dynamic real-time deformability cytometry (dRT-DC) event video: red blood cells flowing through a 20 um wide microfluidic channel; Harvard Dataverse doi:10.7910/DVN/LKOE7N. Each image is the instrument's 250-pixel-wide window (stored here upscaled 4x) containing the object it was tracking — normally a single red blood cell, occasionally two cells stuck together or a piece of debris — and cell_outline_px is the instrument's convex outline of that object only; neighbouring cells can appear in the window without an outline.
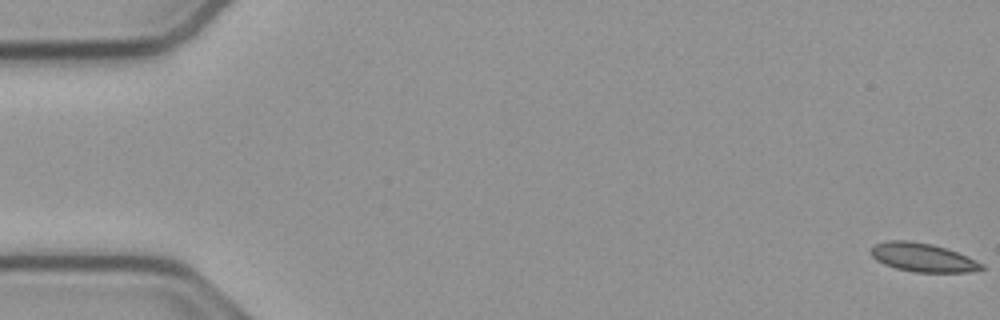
{"species": "common noctule bat (a hibernating species)", "species_latin": "Nyctalus noctula", "temperature_condition": "cold", "stored_images_in_passage": 55, "camera_frame_rate_fps": 3000, "um_per_image_px": 0.085, "animal": {"sex": "male", "body_mass_g": 23.1, "forearm_length_mm": 52.7}, "frame": {"image": 1, "passage_image": 1, "time_ms": 0.0, "image_size_px": [1000, 320], "cell_outline_px": [[984, 268], [968, 272], [916, 272], [896, 268], [884, 264], [876, 260], [868, 252], [868, 248], [876, 244], [888, 240], [908, 240], [932, 244], [956, 252], [984, 264]], "centroid_in_image_um": [78.36, 21.87], "position_along_channel_um": 6.6, "area_um2": 18.38}}
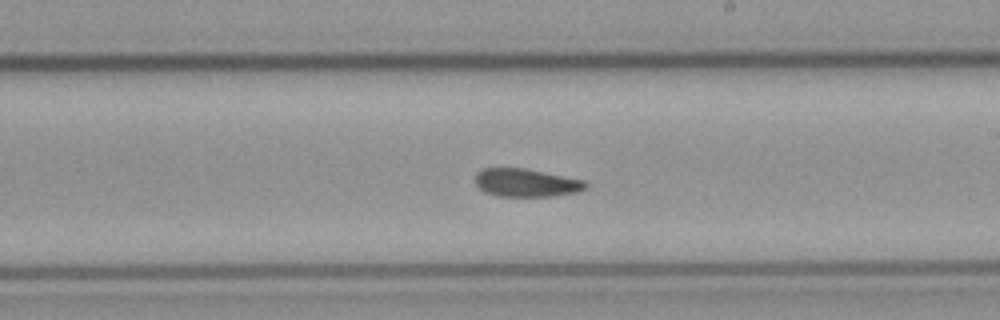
{"frame": {"image": 2, "passage_image": 32, "time_ms": 10.333, "image_size_px": [1000, 320], "cell_outline_px": [[588, 188], [580, 192], [552, 196], [496, 196], [484, 192], [476, 184], [476, 172], [480, 168], [524, 168], [584, 180], [588, 184]], "centroid_in_image_um": [44.74, 15.54], "position_along_channel_um": 244.3, "area_um2": 18.21}}
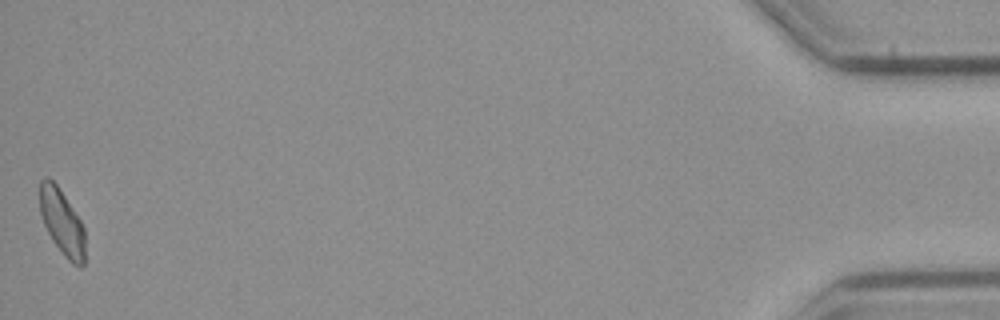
{"frame": {"image": 3, "passage_image": 55, "time_ms": 18.0, "image_size_px": [1000, 320], "cell_outline_px": [[84, 264], [80, 268], [72, 264], [64, 256], [52, 240], [44, 224], [40, 212], [40, 180], [44, 176], [48, 176], [56, 184], [80, 220], [84, 228]], "centroid_in_image_um": [5.26, 18.9], "position_along_channel_um": 429.9, "area_um2": 17.17}, "authors_computed_cell_mechanics": {"area_um2": 18.3226, "velocity_mm_per_s": 3.7739, "shape_relaxation_time_tau1_ms": null, "shape_relaxation_time_tau2_ms": 6.5046, "deformation_change_tau1": null, "deformation_change_tau2": 0.0932}}